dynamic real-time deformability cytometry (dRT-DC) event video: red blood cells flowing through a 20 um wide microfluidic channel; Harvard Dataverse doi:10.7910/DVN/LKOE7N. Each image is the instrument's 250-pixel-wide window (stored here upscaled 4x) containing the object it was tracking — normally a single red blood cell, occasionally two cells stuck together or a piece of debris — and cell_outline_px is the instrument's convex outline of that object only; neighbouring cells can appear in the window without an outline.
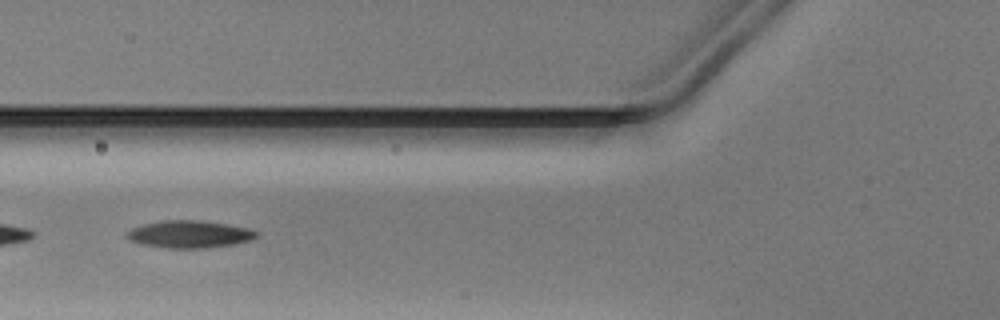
{"species": "Egyptian fruit bat (a non-hibernating species)", "species_latin": "Rousettus aegyptiacus", "temperature_condition": "warm", "stored_images_in_passage": 52, "camera_frame_rate_fps": 3000, "um_per_image_px": 0.085, "animal": {"sex": "male"}, "frame": {"image": 1, "passage_image": 20, "time_ms": 6.333, "image_size_px": [1000, 320], "cell_outline_px": [[260, 232], [252, 240], [232, 244], [204, 248], [164, 248], [140, 244], [124, 236], [132, 228], [144, 224], [164, 220], [200, 220], [228, 224], [248, 228]], "centroid_in_image_um": [16.11, 19.91], "position_along_channel_um": 109.7, "area_um2": 20.63}}
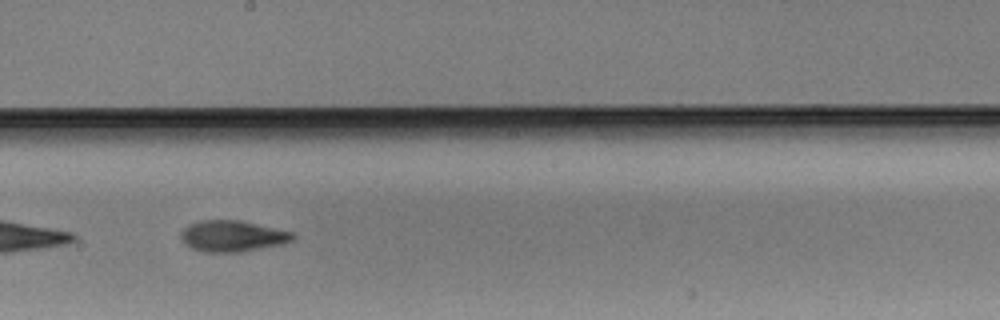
{"frame": {"image": 2, "passage_image": 29, "time_ms": 9.333, "image_size_px": [1000, 320], "cell_outline_px": [[296, 236], [292, 240], [280, 244], [240, 252], [204, 252], [192, 248], [184, 244], [180, 236], [180, 232], [188, 224], [200, 220], [236, 220], [292, 232]], "centroid_in_image_um": [19.68, 20.07], "position_along_channel_um": 228.5, "area_um2": 20.06}}
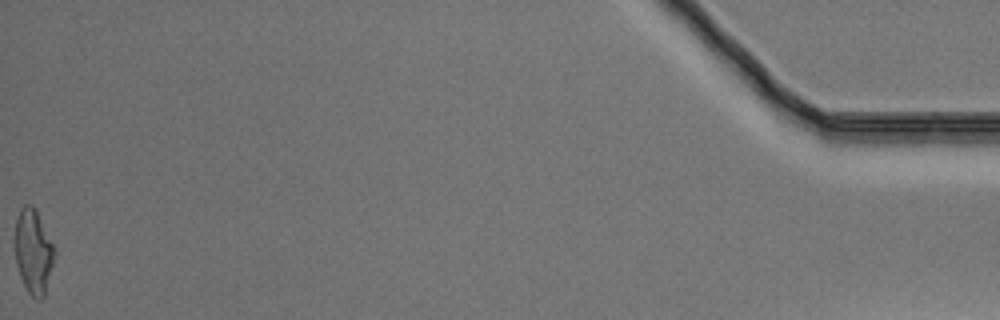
{"frame": {"image": 3, "passage_image": 52, "time_ms": 17.0, "image_size_px": [1000, 320], "cell_outline_px": [[56, 252], [44, 296], [40, 300], [32, 296], [28, 292], [20, 276], [16, 264], [16, 220], [20, 208], [24, 204], [32, 204], [36, 208], [56, 248]], "centroid_in_image_um": [2.86, 21.33], "position_along_channel_um": 432.3, "area_um2": 19.48}}